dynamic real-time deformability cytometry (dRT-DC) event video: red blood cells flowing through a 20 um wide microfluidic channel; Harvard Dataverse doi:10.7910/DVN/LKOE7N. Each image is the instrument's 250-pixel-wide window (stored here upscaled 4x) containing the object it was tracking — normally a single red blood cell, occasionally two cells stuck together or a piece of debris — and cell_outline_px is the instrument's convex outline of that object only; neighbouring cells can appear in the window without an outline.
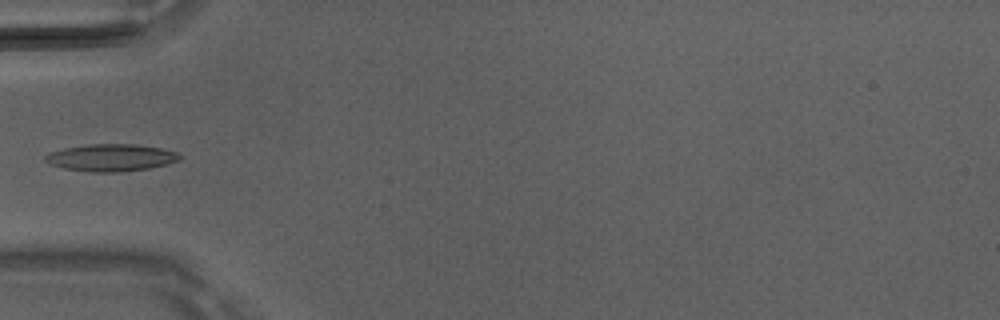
{"species": "Egyptian fruit bat (a non-hibernating species)", "species_latin": "Rousettus aegyptiacus", "temperature_condition": "room temperature", "stored_images_in_passage": 5, "camera_frame_rate_fps": 3000, "um_per_image_px": 0.085, "animal": {"sex": "male"}, "frame": {"image": 1, "passage_image": 4, "time_ms": 1.0, "image_size_px": [1000, 320], "cell_outline_px": [[184, 156], [180, 160], [148, 168], [120, 172], [92, 172], [64, 168], [52, 164], [44, 160], [44, 156], [52, 152], [64, 148], [88, 144], [136, 144], [160, 148], [176, 152]], "centroid_in_image_um": [9.46, 13.39], "position_along_channel_um": 75.5, "area_um2": 21.1}}